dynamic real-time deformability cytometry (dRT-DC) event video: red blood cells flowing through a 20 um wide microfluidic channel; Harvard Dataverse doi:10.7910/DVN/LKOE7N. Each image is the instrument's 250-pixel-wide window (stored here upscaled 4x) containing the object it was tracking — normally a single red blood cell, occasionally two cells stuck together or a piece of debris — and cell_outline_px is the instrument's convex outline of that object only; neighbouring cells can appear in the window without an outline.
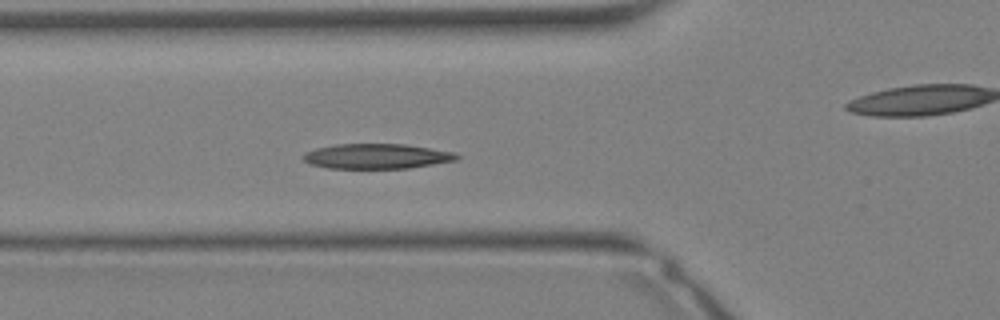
{"species": "Egyptian fruit bat (a non-hibernating species)", "species_latin": "Rousettus aegyptiacus", "temperature_condition": "warm", "stored_images_in_passage": 34, "camera_frame_rate_fps": 3000, "um_per_image_px": 0.085, "animal": {"sex": "female"}, "frame": {"image": 1, "passage_image": 12, "time_ms": 3.667, "image_size_px": [1000, 320], "cell_outline_px": [[460, 156], [456, 160], [408, 168], [328, 168], [312, 164], [304, 160], [304, 152], [316, 148], [336, 144], [404, 144], [456, 152]], "centroid_in_image_um": [32.03, 13.27], "position_along_channel_um": 93.8, "area_um2": 22.2}}
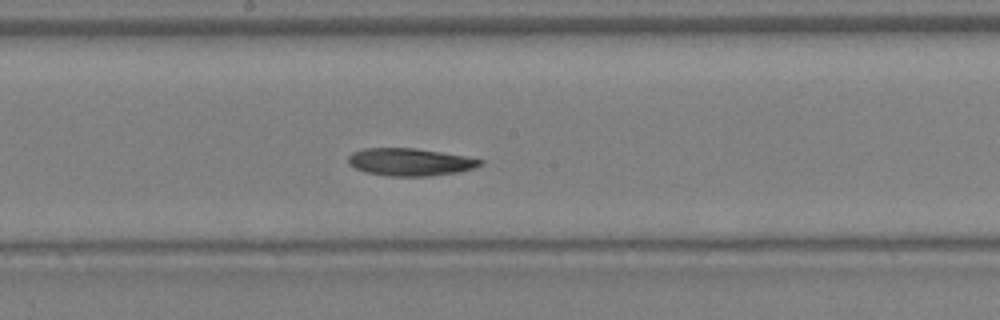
{"frame": {"image": 2, "passage_image": 18, "time_ms": 5.667, "image_size_px": [1000, 320], "cell_outline_px": [[484, 164], [460, 172], [428, 176], [388, 176], [368, 172], [356, 168], [348, 164], [348, 156], [352, 152], [364, 148], [416, 148], [464, 156], [484, 160]], "centroid_in_image_um": [34.85, 13.77], "position_along_channel_um": 213.3, "area_um2": 21.1}}
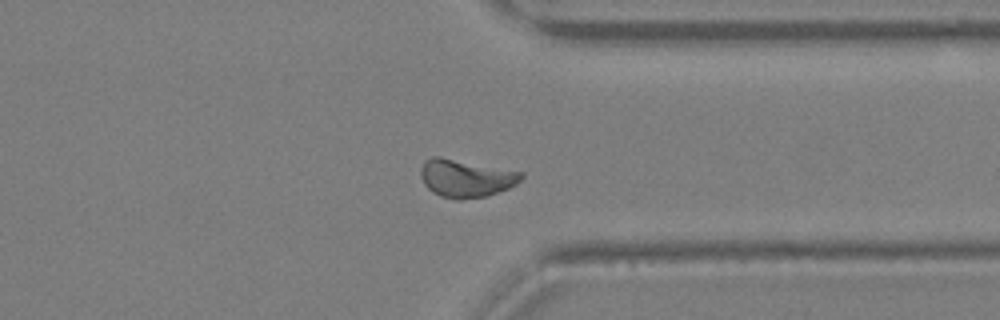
{"frame": {"image": 3, "passage_image": 26, "time_ms": 8.333, "image_size_px": [1000, 320], "cell_outline_px": [[524, 176], [516, 184], [508, 188], [488, 196], [460, 200], [456, 200], [440, 196], [432, 192], [424, 184], [420, 176], [420, 168], [424, 160], [432, 156], [440, 156], [524, 172]], "centroid_in_image_um": [39.58, 15.14], "position_along_channel_um": 371.8, "area_um2": 22.48}}